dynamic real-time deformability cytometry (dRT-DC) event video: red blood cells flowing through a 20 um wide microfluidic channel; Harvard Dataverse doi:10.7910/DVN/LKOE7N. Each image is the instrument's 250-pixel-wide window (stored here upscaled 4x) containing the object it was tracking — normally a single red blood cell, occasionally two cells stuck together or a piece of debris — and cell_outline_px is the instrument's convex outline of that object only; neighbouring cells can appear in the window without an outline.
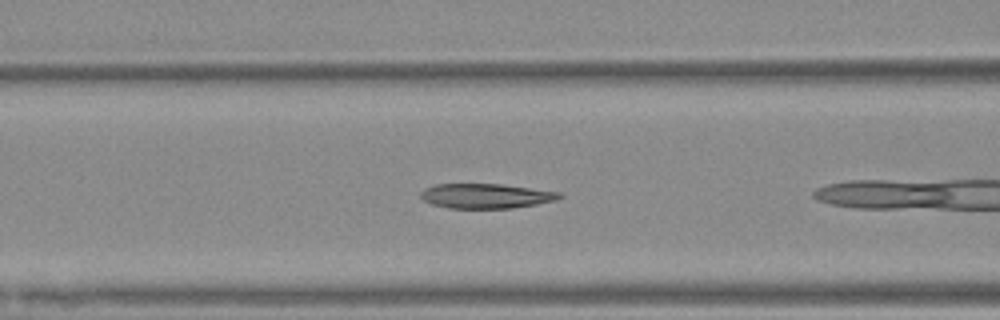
{"species": "Egyptian fruit bat (a non-hibernating species)", "species_latin": "Rousettus aegyptiacus", "temperature_condition": "warm", "stored_images_in_passage": 7, "camera_frame_rate_fps": 3000, "um_per_image_px": 0.085, "animal": {"sex": "female"}, "frame": {"image": 1, "passage_image": 5, "time_ms": 1.333, "image_size_px": [1000, 320], "cell_outline_px": [[564, 196], [556, 200], [536, 204], [512, 208], [448, 208], [432, 204], [424, 200], [420, 196], [420, 192], [424, 188], [436, 184], [500, 184], [560, 192]], "centroid_in_image_um": [41.29, 16.65], "position_along_channel_um": 125.3, "area_um2": 19.94}}